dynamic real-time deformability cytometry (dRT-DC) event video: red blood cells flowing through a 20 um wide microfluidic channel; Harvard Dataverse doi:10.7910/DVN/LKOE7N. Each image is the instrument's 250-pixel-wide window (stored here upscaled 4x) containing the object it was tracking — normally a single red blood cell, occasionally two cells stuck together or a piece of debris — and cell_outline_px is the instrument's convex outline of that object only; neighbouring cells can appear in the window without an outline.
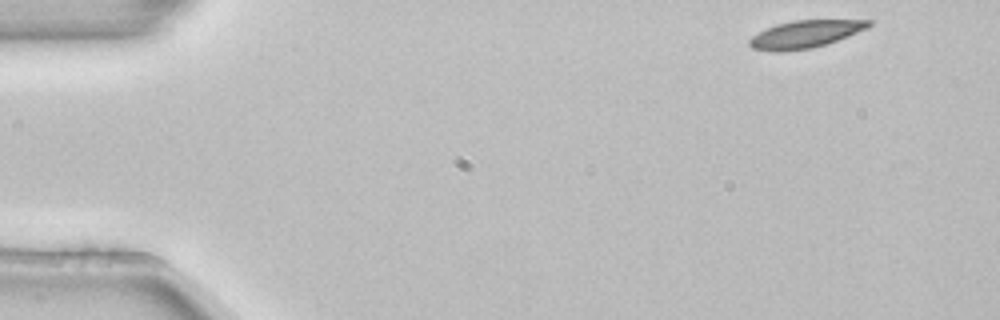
{"species": "common noctule bat (a hibernating species)", "species_latin": "Nyctalus noctula", "temperature_condition": "room temperature", "stored_images_in_passage": 4, "camera_frame_rate_fps": 3000, "um_per_image_px": 0.085, "animal": {"sex": "female", "body_mass_g": 22.7, "forearm_length_mm": 54.2}, "frame": {"image": 1, "passage_image": 1, "time_ms": 0.0, "image_size_px": [1000, 320], "cell_outline_px": [[872, 24], [868, 28], [848, 36], [812, 48], [780, 52], [776, 52], [752, 48], [748, 44], [748, 40], [752, 36], [776, 24], [792, 20], [872, 20]], "centroid_in_image_um": [68.43, 2.9], "position_along_channel_um": 16.6, "area_um2": 18.96}}
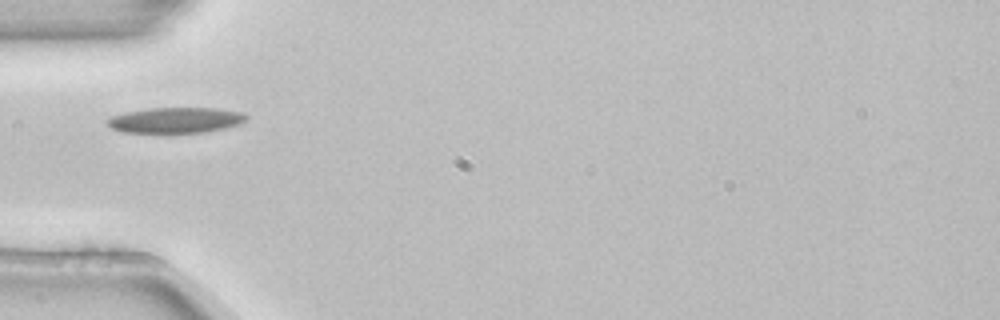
{"frame": {"image": 2, "passage_image": 4, "time_ms": 1.0, "image_size_px": [1000, 320], "cell_outline_px": [[248, 116], [240, 124], [224, 128], [204, 132], [124, 132], [112, 128], [108, 124], [108, 120], [112, 116], [124, 112], [148, 108], [216, 108], [240, 112]], "centroid_in_image_um": [14.93, 10.2], "position_along_channel_um": 70.1, "area_um2": 20.4}}